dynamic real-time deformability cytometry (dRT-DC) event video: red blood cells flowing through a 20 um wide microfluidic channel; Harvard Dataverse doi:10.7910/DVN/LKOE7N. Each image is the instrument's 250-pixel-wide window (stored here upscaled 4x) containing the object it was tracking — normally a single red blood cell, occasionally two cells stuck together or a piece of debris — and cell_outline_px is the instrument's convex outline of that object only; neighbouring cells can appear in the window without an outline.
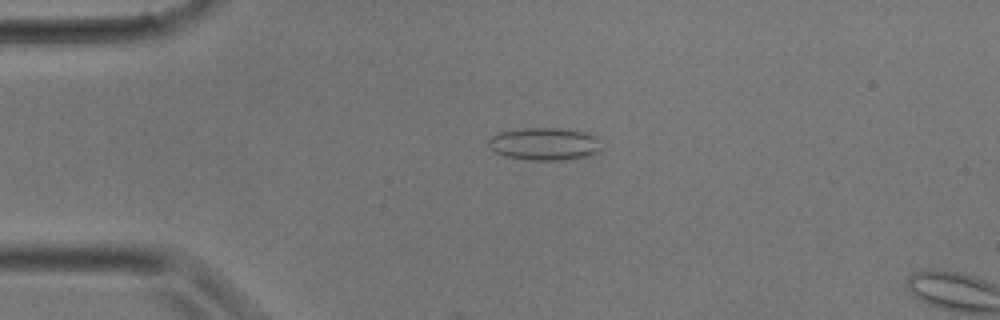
{"species": "common noctule bat (a hibernating species)", "species_latin": "Nyctalus noctula", "temperature_condition": "room temperature", "stored_images_in_passage": 4, "camera_frame_rate_fps": 3000, "um_per_image_px": 0.085, "animal": {"sex": "male", "body_mass_g": 17.9}, "frame": {"image": 1, "passage_image": 3, "time_ms": 0.667, "image_size_px": [1000, 320], "cell_outline_px": [[600, 152], [588, 156], [564, 160], [528, 160], [504, 156], [488, 148], [488, 136], [500, 132], [524, 128], [556, 128], [584, 132], [596, 136], [600, 148]], "centroid_in_image_um": [46.23, 12.24], "position_along_channel_um": 38.8, "area_um2": 21.56}}